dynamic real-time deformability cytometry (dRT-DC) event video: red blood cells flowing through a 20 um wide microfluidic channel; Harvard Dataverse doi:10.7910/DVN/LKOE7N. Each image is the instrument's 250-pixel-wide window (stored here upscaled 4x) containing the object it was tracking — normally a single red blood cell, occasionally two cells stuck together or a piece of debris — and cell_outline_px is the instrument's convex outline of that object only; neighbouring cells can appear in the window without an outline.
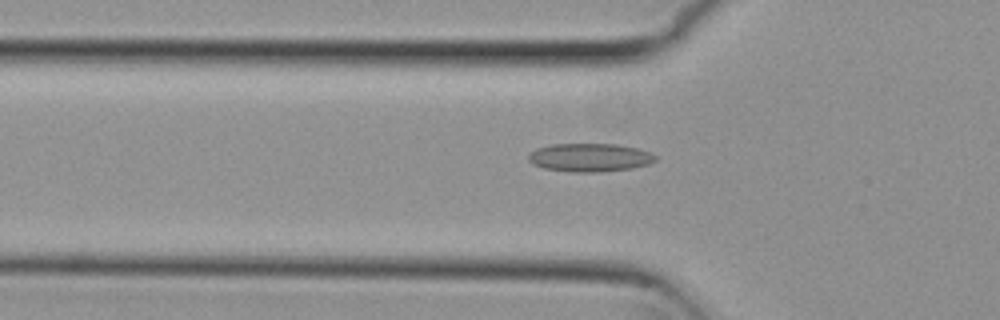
{"species": "common noctule bat (a hibernating species)", "species_latin": "Nyctalus noctula", "temperature_condition": "cold", "stored_images_in_passage": 34, "camera_frame_rate_fps": 3000, "um_per_image_px": 0.085, "animal": {"sex": "female", "body_mass_g": 29.2, "forearm_length_mm": 56.3}, "frame": {"image": 1, "passage_image": 8, "time_ms": 2.333, "image_size_px": [1000, 320], "cell_outline_px": [[656, 160], [648, 164], [632, 168], [600, 172], [568, 172], [544, 168], [532, 164], [528, 160], [528, 152], [536, 148], [552, 144], [616, 144], [636, 148], [648, 152], [656, 156]], "centroid_in_image_um": [50.07, 13.39], "position_along_channel_um": 75.7, "area_um2": 21.04}}
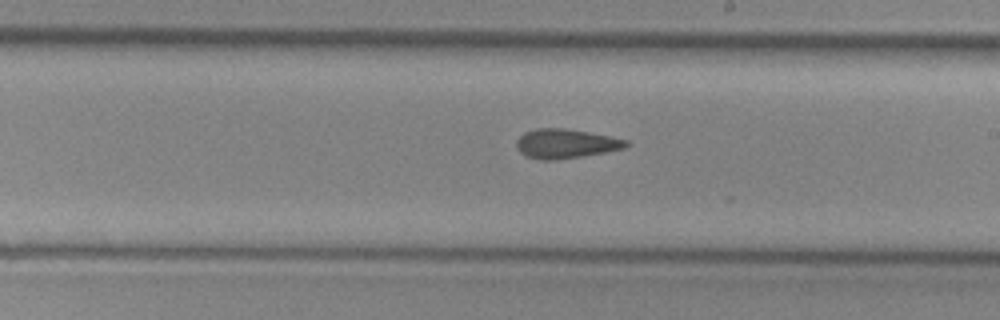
{"frame": {"image": 2, "passage_image": 21, "time_ms": 6.667, "image_size_px": [1000, 320], "cell_outline_px": [[628, 144], [624, 148], [584, 156], [556, 160], [540, 160], [524, 156], [516, 148], [516, 140], [524, 132], [536, 128], [564, 128], [588, 132], [628, 140]], "centroid_in_image_um": [48.02, 12.22], "position_along_channel_um": 241.0, "area_um2": 18.79}}
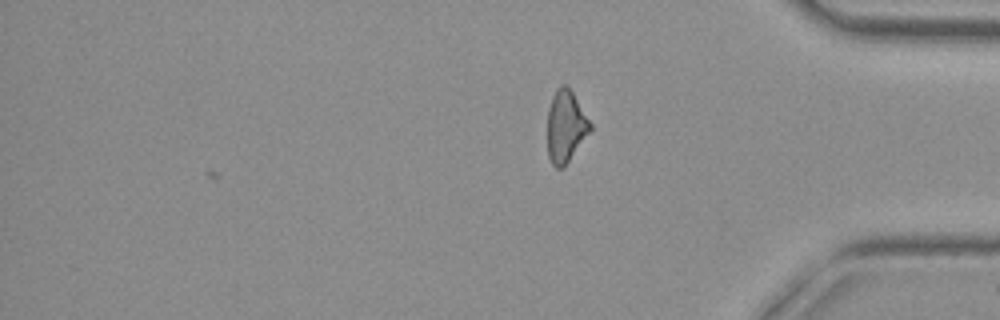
{"frame": {"image": 3, "passage_image": 34, "time_ms": 11.0, "image_size_px": [1000, 320], "cell_outline_px": [[592, 128], [564, 168], [556, 168], [552, 164], [548, 156], [548, 108], [552, 96], [556, 88], [560, 84], [564, 84], [572, 92], [592, 124]], "centroid_in_image_um": [48.07, 10.75], "position_along_channel_um": 387.1, "area_um2": 17.86}, "authors_computed_cell_mechanics": {"area_um2": 18.785, "velocity_mm_per_s": 3.8018, "shape_relaxation_time_tau1_ms": null, "shape_relaxation_time_tau2_ms": 2.6238, "deformation_change_tau1": null, "deformation_change_tau2": 0.111}}